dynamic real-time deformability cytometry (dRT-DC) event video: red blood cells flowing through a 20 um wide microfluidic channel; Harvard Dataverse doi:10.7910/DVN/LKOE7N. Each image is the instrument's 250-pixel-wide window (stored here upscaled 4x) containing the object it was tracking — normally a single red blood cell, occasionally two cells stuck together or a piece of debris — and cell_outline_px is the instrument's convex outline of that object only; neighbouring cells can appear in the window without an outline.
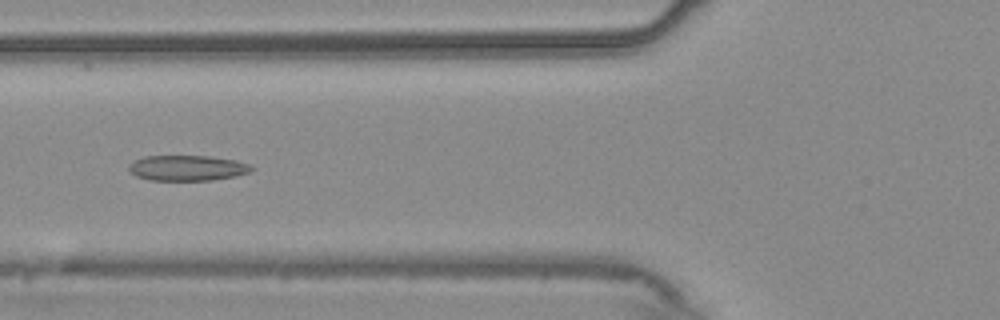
{"species": "common noctule bat (a hibernating species)", "species_latin": "Nyctalus noctula", "temperature_condition": "warm", "stored_images_in_passage": 42, "camera_frame_rate_fps": 3000, "um_per_image_px": 0.085, "animal": {"sex": "male", "body_mass_g": 20.4}, "frame": {"image": 1, "passage_image": 9, "time_ms": 2.667, "image_size_px": [1000, 320], "cell_outline_px": [[256, 168], [248, 172], [236, 176], [212, 180], [148, 180], [136, 176], [128, 168], [136, 160], [144, 156], [208, 156], [236, 160], [252, 164]], "centroid_in_image_um": [15.99, 14.28], "position_along_channel_um": 109.8, "area_um2": 18.15}}
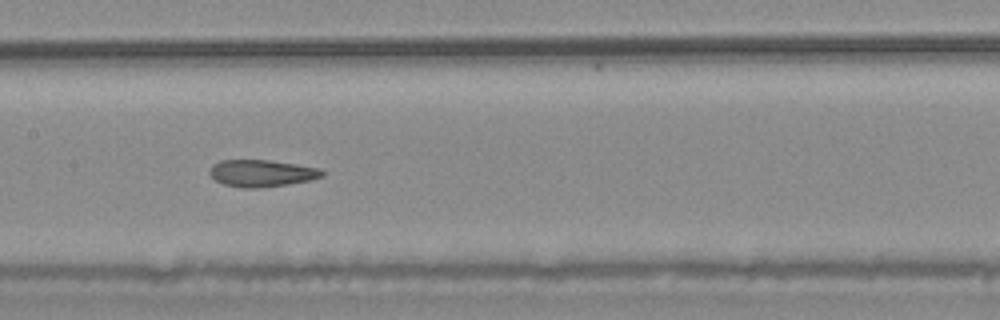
{"frame": {"image": 2, "passage_image": 15, "time_ms": 4.667, "image_size_px": [1000, 320], "cell_outline_px": [[324, 176], [312, 180], [288, 184], [260, 188], [240, 188], [224, 184], [216, 180], [208, 172], [212, 164], [220, 160], [268, 160], [296, 164], [320, 168], [324, 172]], "centroid_in_image_um": [22.25, 14.73], "position_along_channel_um": 185.2, "area_um2": 17.8}}
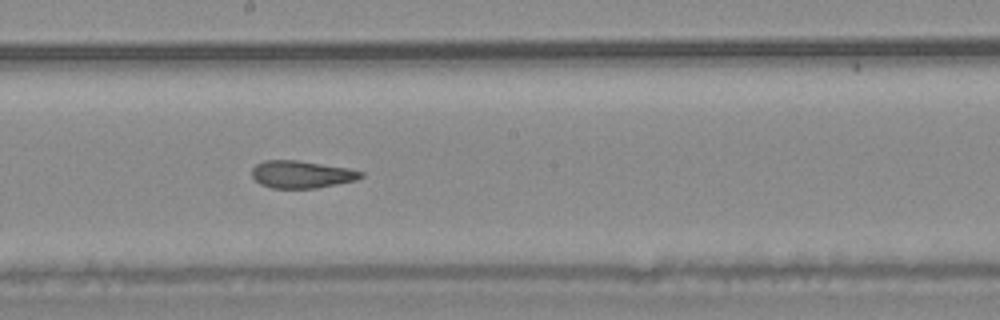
{"frame": {"image": 3, "passage_image": 18, "time_ms": 5.667, "image_size_px": [1000, 320], "cell_outline_px": [[364, 176], [356, 180], [316, 188], [272, 188], [260, 184], [252, 176], [252, 168], [256, 164], [264, 160], [296, 160], [348, 168], [364, 172]], "centroid_in_image_um": [25.62, 14.82], "position_along_channel_um": 222.6, "area_um2": 17.34}, "authors_computed_cell_mechanics": {"area_um2": 18.5827, "velocity_mm_per_s": 3.7438, "shape_relaxation_time_tau1_ms": null, "shape_relaxation_time_tau2_ms": 2.2878, "deformation_change_tau1": null, "deformation_change_tau2": 0.0878}}